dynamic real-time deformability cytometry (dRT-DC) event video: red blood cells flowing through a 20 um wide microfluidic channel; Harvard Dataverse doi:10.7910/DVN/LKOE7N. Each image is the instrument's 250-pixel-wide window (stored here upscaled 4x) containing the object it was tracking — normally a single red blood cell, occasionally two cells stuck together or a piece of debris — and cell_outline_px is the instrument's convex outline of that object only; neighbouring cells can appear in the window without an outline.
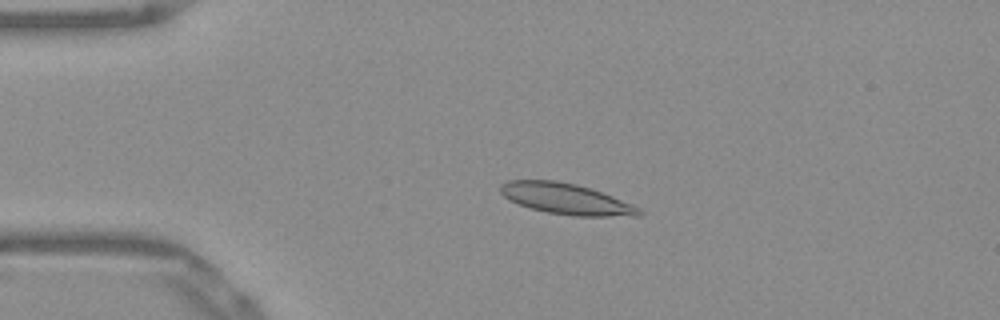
{"species": "Egyptian fruit bat (a non-hibernating species)", "species_latin": "Rousettus aegyptiacus", "temperature_condition": "warm", "stored_images_in_passage": 43, "camera_frame_rate_fps": 3000, "um_per_image_px": 0.085, "frame": {"image": 1, "passage_image": 2, "time_ms": 0.333, "image_size_px": [1000, 320], "cell_outline_px": [[644, 212], [640, 216], [572, 216], [548, 212], [532, 208], [520, 204], [504, 196], [500, 192], [500, 184], [508, 180], [556, 180], [576, 184], [612, 196], [632, 204], [640, 208]], "centroid_in_image_um": [48.14, 16.9], "position_along_channel_um": 36.9, "area_um2": 24.74}}
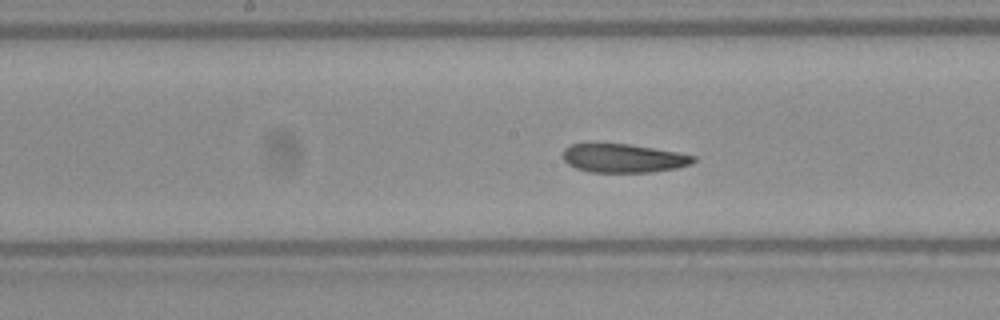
{"frame": {"image": 2, "passage_image": 17, "time_ms": 5.333, "image_size_px": [1000, 320], "cell_outline_px": [[696, 160], [692, 164], [676, 168], [652, 172], [588, 172], [576, 168], [568, 164], [564, 160], [564, 148], [572, 144], [628, 144], [676, 152], [696, 156]], "centroid_in_image_um": [53.01, 13.46], "position_along_channel_um": 195.2, "area_um2": 21.62}}
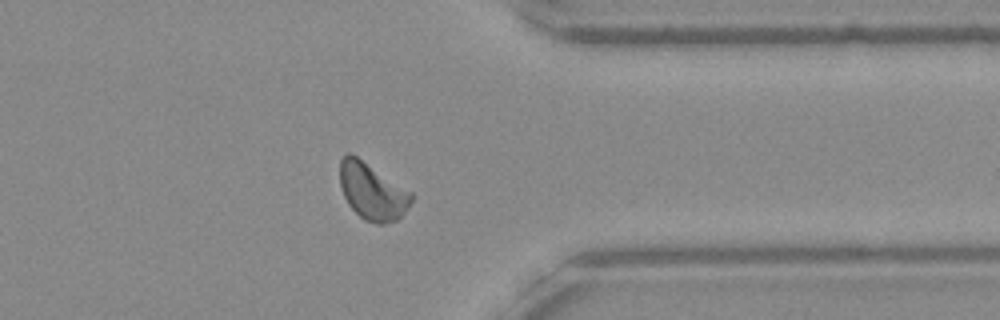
{"frame": {"image": 3, "passage_image": 32, "time_ms": 10.333, "image_size_px": [1000, 320], "cell_outline_px": [[412, 200], [408, 208], [396, 220], [384, 224], [376, 224], [364, 220], [348, 204], [344, 196], [340, 184], [340, 160], [348, 152], [352, 152], [412, 192]], "centroid_in_image_um": [31.63, 16.25], "position_along_channel_um": 379.8, "area_um2": 23.7}, "authors_computed_cell_mechanics": {"area_um2": 22.8888, "velocity_mm_per_s": 3.8596, "shape_relaxation_time_tau1_ms": null, "shape_relaxation_time_tau2_ms": 2.5205, "deformation_change_tau1": null, "deformation_change_tau2": 0.0805}}